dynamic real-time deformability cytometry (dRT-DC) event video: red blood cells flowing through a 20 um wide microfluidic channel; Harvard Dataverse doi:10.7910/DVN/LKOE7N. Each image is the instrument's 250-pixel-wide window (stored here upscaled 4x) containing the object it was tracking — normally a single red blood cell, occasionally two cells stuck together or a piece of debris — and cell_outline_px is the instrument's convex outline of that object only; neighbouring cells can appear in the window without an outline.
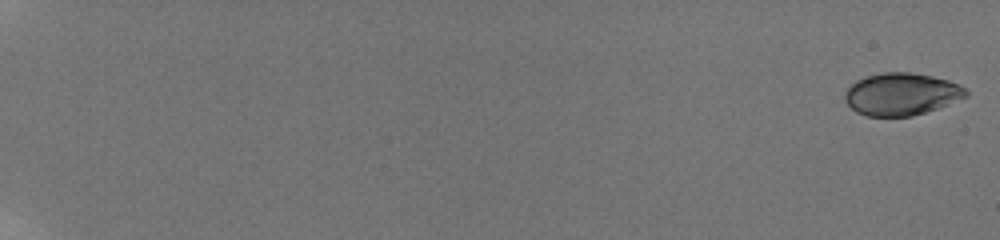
{"species": "human", "species_latin": "Homo sapiens", "temperature_condition": "room temperature", "stored_images_in_passage": 30, "camera_frame_rate_fps": 3000, "um_per_image_px": 0.085, "donor": {"sex": "male"}, "frame": {"image": 1, "passage_image": 1, "time_ms": 0.0, "image_size_px": [1000, 240], "cell_outline_px": [[968, 96], [948, 104], [912, 116], [868, 116], [856, 112], [844, 100], [844, 92], [856, 80], [868, 76], [884, 72], [912, 72], [932, 76], [948, 80], [960, 84], [968, 92]], "centroid_in_image_um": [76.62, 7.99], "position_along_channel_um": 8.4, "area_um2": 29.77}}
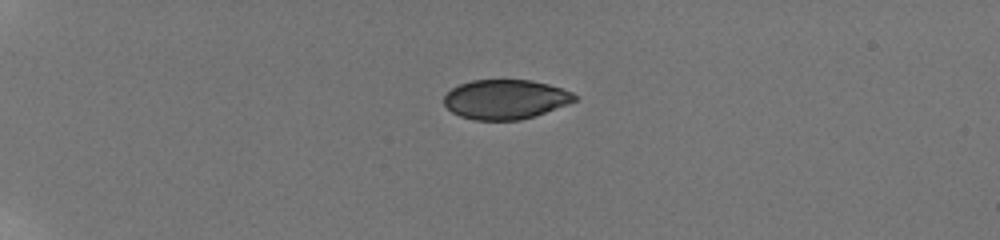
{"frame": {"image": 2, "passage_image": 21, "time_ms": 5.667, "image_size_px": [1000, 240], "cell_outline_px": [[576, 100], [568, 104], [536, 116], [520, 120], [476, 120], [460, 116], [452, 112], [444, 104], [444, 96], [452, 88], [460, 84], [472, 80], [528, 80], [548, 84], [572, 92], [576, 96]], "centroid_in_image_um": [42.96, 8.45], "position_along_channel_um": 42.0, "area_um2": 30.0}}
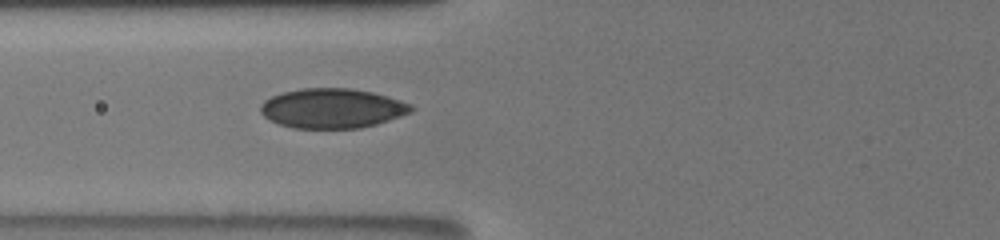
{"frame": {"image": 3, "passage_image": 30, "time_ms": 9.0, "image_size_px": [1000, 240], "cell_outline_px": [[416, 108], [412, 112], [376, 124], [360, 128], [292, 128], [280, 124], [264, 116], [260, 112], [260, 104], [264, 100], [272, 96], [284, 92], [304, 88], [348, 88], [372, 92], [388, 96], [412, 104]], "centroid_in_image_um": [28.26, 9.2], "position_along_channel_um": 97.5, "area_um2": 34.8}}